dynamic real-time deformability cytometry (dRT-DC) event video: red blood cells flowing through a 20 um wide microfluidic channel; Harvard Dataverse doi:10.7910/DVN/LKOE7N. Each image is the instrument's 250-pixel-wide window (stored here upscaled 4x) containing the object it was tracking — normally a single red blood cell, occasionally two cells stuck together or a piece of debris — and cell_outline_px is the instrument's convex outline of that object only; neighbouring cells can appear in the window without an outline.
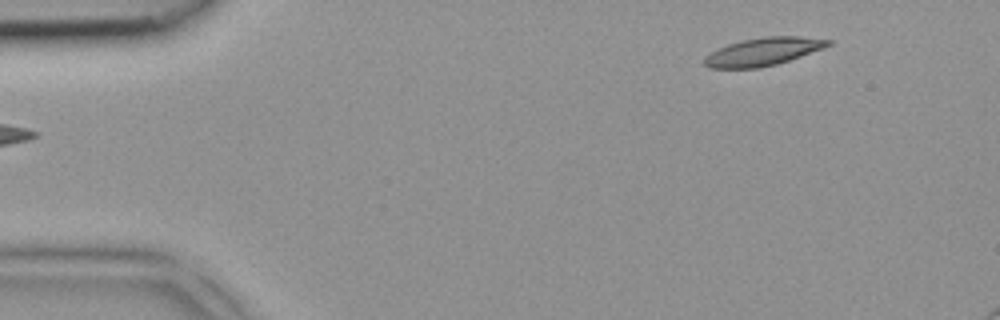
{"species": "common noctule bat (a hibernating species)", "species_latin": "Nyctalus noctula", "temperature_condition": "room temperature", "stored_images_in_passage": 3, "segment_of_instrument_passage": [2, 2], "camera_frame_rate_fps": 3000, "um_per_image_px": 0.085, "animal": {"sex": "female", "body_mass_g": 18.4}, "frame": {"image": 1, "passage_image": 3, "time_ms": 0.667, "image_size_px": [1000, 320], "cell_outline_px": [[832, 44], [824, 48], [776, 64], [760, 68], [708, 68], [704, 64], [704, 56], [716, 48], [740, 40], [764, 36], [800, 36], [832, 40]], "centroid_in_image_um": [64.83, 4.38], "position_along_channel_um": 20.2, "area_um2": 20.29}}